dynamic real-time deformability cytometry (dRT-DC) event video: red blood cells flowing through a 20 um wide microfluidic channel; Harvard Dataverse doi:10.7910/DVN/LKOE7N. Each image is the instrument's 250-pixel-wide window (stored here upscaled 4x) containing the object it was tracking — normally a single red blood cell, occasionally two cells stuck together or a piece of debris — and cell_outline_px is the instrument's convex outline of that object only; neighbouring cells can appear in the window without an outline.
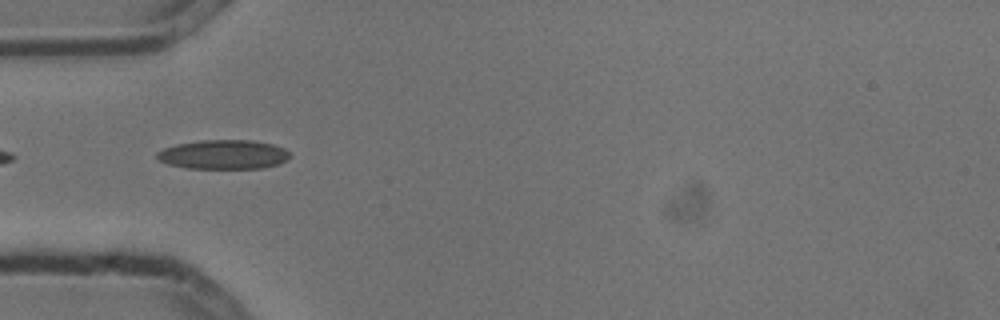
{"species": "common noctule bat (a hibernating species)", "species_latin": "Nyctalus noctula", "temperature_condition": "cold", "stored_images_in_passage": 7, "camera_frame_rate_fps": 3000, "um_per_image_px": 0.085, "animal": {"sex": "male", "body_mass_g": 13.3}, "frame": {"image": 1, "passage_image": 4, "time_ms": 1.0, "image_size_px": [1000, 320], "cell_outline_px": [[292, 156], [288, 160], [264, 168], [188, 168], [168, 164], [160, 160], [156, 156], [156, 152], [164, 148], [176, 144], [200, 140], [252, 140], [272, 144], [284, 148]], "centroid_in_image_um": [19.01, 13.13], "position_along_channel_um": 66.0, "area_um2": 22.66}}
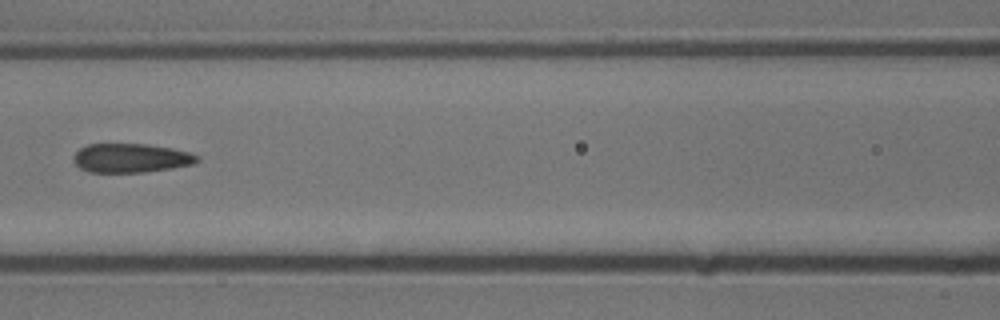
{"frame": {"image": 2, "passage_image": 6, "time_ms": 1.667, "image_size_px": [1000, 320], "cell_outline_px": [[200, 160], [192, 164], [172, 168], [144, 172], [88, 172], [80, 168], [72, 160], [72, 156], [80, 148], [88, 144], [148, 144], [172, 148], [188, 152], [200, 156]], "centroid_in_image_um": [11.12, 13.43], "position_along_channel_um": 155.5, "area_um2": 20.98}}
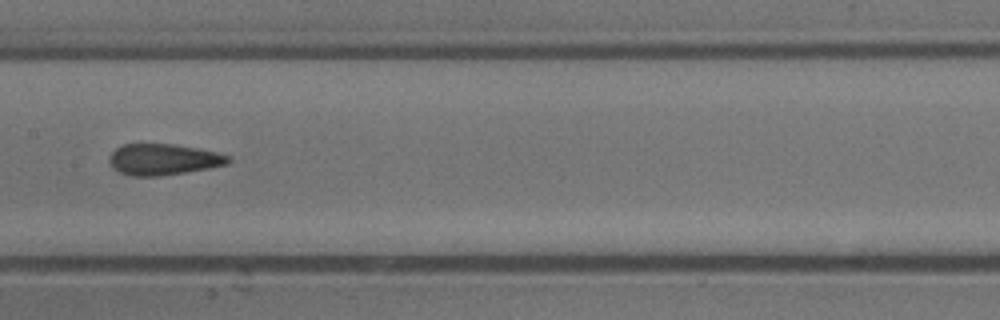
{"frame": {"image": 3, "passage_image": 7, "time_ms": 2.0, "image_size_px": [1000, 320], "cell_outline_px": [[232, 160], [228, 164], [208, 168], [160, 176], [132, 176], [120, 172], [112, 168], [108, 160], [108, 156], [116, 148], [124, 144], [172, 144], [196, 148], [216, 152], [228, 156]], "centroid_in_image_um": [13.85, 13.55], "position_along_channel_um": 193.6, "area_um2": 21.5}}